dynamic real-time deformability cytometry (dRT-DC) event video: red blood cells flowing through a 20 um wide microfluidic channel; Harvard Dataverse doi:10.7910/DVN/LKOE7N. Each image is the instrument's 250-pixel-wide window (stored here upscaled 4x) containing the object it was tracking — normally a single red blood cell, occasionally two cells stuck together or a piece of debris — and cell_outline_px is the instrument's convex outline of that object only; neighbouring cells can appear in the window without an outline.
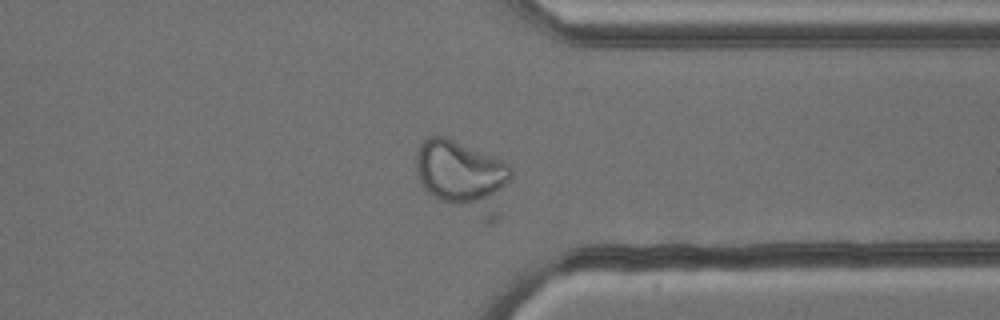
{"species": "common noctule bat (a hibernating species)", "species_latin": "Nyctalus noctula", "temperature_condition": "cold", "stored_images_in_passage": 43, "camera_frame_rate_fps": 3000, "um_per_image_px": 0.085, "animal": {"sex": "male", "body_mass_g": 13.3}, "frame": {"image": 1, "passage_image": 42, "time_ms": 13.667, "image_size_px": [1000, 320], "cell_outline_px": [[512, 176], [500, 216], [488, 224], [484, 224], [440, 200], [428, 192], [420, 184], [416, 168], [416, 152], [420, 144], [428, 136], [444, 136], [492, 156], [508, 164], [512, 168]], "centroid_in_image_um": [39.4, 15.08], "position_along_channel_um": 372.0, "area_um2": 40.86}, "authors_computed_cell_mechanics": {"area_um2": 28.1486, "velocity_mm_per_s": 3.7842, "shape_relaxation_time_tau1_ms": null, "shape_relaxation_time_tau2_ms": 1.8935, "deformation_change_tau1": null, "deformation_change_tau2": 0.0802}}